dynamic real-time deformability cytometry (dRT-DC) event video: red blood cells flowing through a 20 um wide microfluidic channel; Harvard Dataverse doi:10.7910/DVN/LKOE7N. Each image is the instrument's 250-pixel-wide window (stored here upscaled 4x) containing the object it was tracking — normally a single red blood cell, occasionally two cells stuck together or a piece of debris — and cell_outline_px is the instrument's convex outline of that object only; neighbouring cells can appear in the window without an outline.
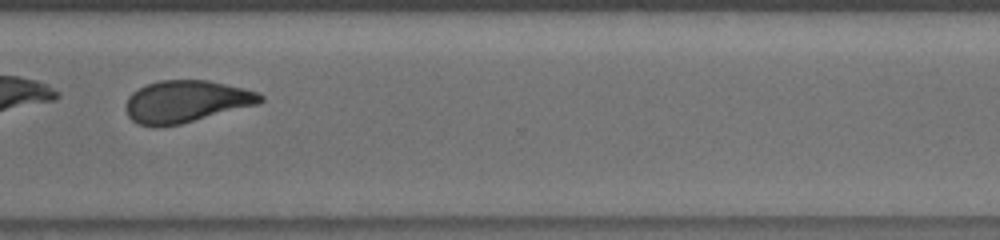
{"species": "human", "species_latin": "Homo sapiens", "temperature_condition": "room temperature", "stored_images_in_passage": 41, "camera_frame_rate_fps": 3000, "um_per_image_px": 0.085, "donor": {"sex": "male"}, "frame": {"image": 1, "passage_image": 36, "time_ms": 8.333, "image_size_px": [1000, 240], "cell_outline_px": [[264, 100], [256, 104], [180, 124], [156, 128], [136, 124], [128, 116], [124, 108], [124, 104], [128, 96], [132, 92], [148, 84], [160, 80], [208, 80], [244, 88], [260, 92], [264, 96]], "centroid_in_image_um": [15.77, 8.63], "position_along_channel_um": 354.8, "area_um2": 33.12}, "authors_computed_cell_mechanics": {"area_um2": 34.102, "velocity_mm_per_s": 3.8112, "shape_relaxation_time_tau1_ms": null, "shape_relaxation_time_tau2_ms": 2.5298, "deformation_change_tau1": null, "deformation_change_tau2": 0.0806}}